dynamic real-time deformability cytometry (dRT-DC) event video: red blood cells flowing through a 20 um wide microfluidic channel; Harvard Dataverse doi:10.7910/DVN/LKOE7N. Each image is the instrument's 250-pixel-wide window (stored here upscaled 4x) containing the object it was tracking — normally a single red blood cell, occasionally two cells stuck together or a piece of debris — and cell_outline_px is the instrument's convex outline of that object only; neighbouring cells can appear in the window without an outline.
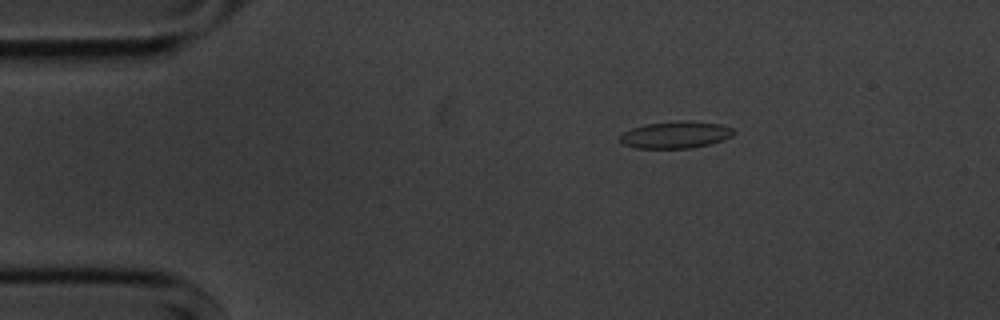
{"species": "common noctule bat (a hibernating species)", "species_latin": "Nyctalus noctula", "temperature_condition": "cold", "stored_images_in_passage": 4, "camera_frame_rate_fps": 3000, "um_per_image_px": 0.085, "animal": {"sex": "male", "body_mass_g": 20.1, "forearm_length_mm": 53.5}, "frame": {"image": 1, "passage_image": 1, "time_ms": 0.0, "image_size_px": [1000, 320], "cell_outline_px": [[736, 132], [732, 136], [724, 140], [692, 148], [636, 148], [624, 144], [620, 140], [620, 136], [624, 132], [632, 128], [644, 124], [680, 120], [692, 120], [720, 124], [732, 128]], "centroid_in_image_um": [57.46, 11.44], "position_along_channel_um": 27.5, "area_um2": 17.98}}
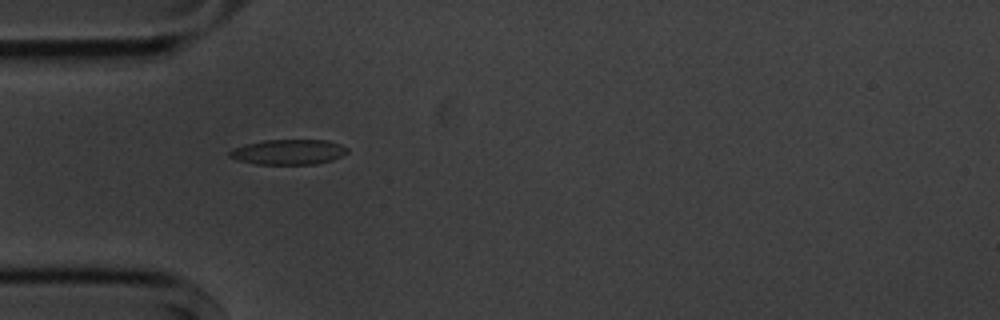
{"frame": {"image": 2, "passage_image": 3, "time_ms": 2.333, "image_size_px": [1000, 320], "cell_outline_px": [[348, 152], [332, 160], [316, 164], [256, 164], [236, 160], [228, 156], [228, 152], [232, 148], [244, 144], [264, 140], [328, 140], [340, 144], [348, 148]], "centroid_in_image_um": [24.48, 12.91], "position_along_channel_um": 60.5, "area_um2": 17.4}}
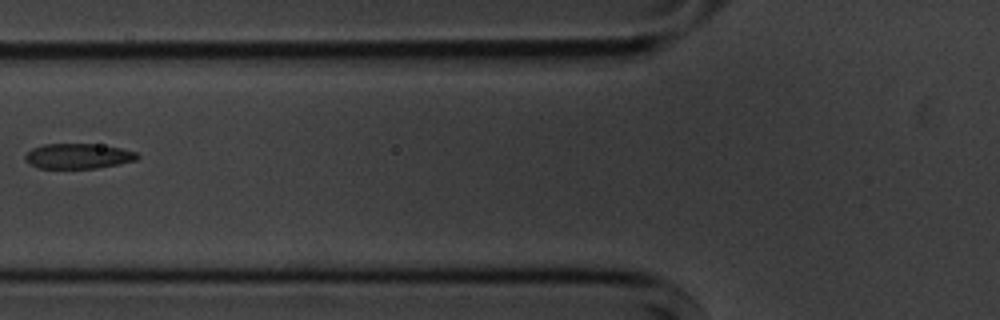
{"frame": {"image": 3, "passage_image": 4, "time_ms": 4.0, "image_size_px": [1000, 320], "cell_outline_px": [[140, 156], [136, 160], [96, 168], [36, 168], [24, 156], [32, 148], [44, 144], [92, 144], [120, 148], [136, 152]], "centroid_in_image_um": [6.64, 13.26], "position_along_channel_um": 119.2, "area_um2": 16.13}}